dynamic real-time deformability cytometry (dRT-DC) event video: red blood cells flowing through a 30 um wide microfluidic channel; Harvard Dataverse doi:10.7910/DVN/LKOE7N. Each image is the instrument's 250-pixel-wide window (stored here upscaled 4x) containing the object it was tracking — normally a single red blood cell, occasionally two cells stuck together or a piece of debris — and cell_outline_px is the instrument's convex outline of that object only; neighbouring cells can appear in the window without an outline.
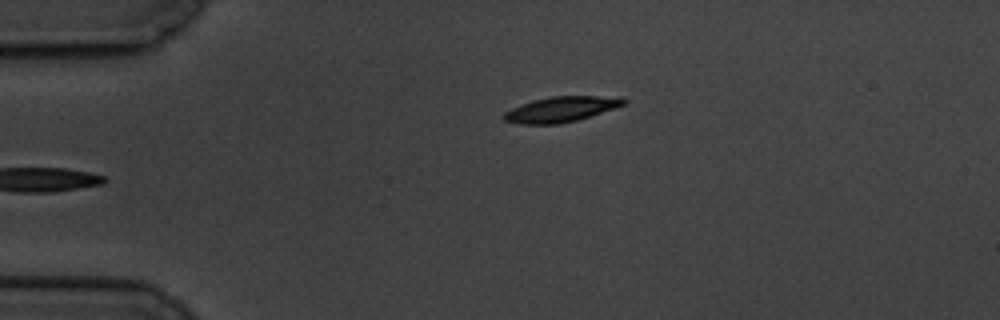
{"species": "common noctule bat (a hibernating species)", "species_latin": "Nyctalus noctula", "temperature_condition": "cold", "stored_images_in_passage": 3, "camera_frame_rate_fps": 3000, "um_per_image_px": 0.085, "animal": {"sex": "male", "body_mass_g": 19.5, "forearm_length_mm": 54.6}, "frame": {"image": 1, "passage_image": 1, "time_ms": 0.0, "image_size_px": [1000, 320], "cell_outline_px": [[628, 100], [624, 104], [576, 120], [560, 124], [520, 124], [504, 120], [504, 112], [512, 108], [536, 100], [552, 96], [624, 96]], "centroid_in_image_um": [47.72, 9.28], "position_along_channel_um": 37.3, "area_um2": 17.34}}
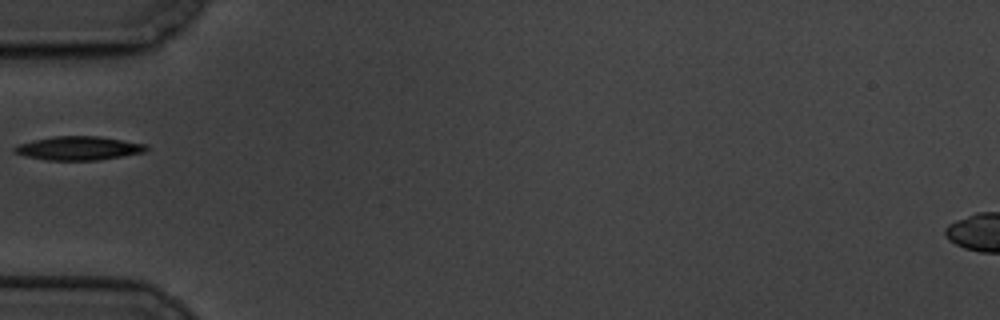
{"frame": {"image": 2, "passage_image": 3, "time_ms": 2.333, "image_size_px": [1000, 320], "cell_outline_px": [[148, 148], [144, 152], [96, 160], [44, 160], [24, 156], [12, 152], [12, 148], [16, 144], [52, 136], [100, 136], [148, 144]], "centroid_in_image_um": [6.63, 12.59], "position_along_channel_um": 78.4, "area_um2": 18.38}}